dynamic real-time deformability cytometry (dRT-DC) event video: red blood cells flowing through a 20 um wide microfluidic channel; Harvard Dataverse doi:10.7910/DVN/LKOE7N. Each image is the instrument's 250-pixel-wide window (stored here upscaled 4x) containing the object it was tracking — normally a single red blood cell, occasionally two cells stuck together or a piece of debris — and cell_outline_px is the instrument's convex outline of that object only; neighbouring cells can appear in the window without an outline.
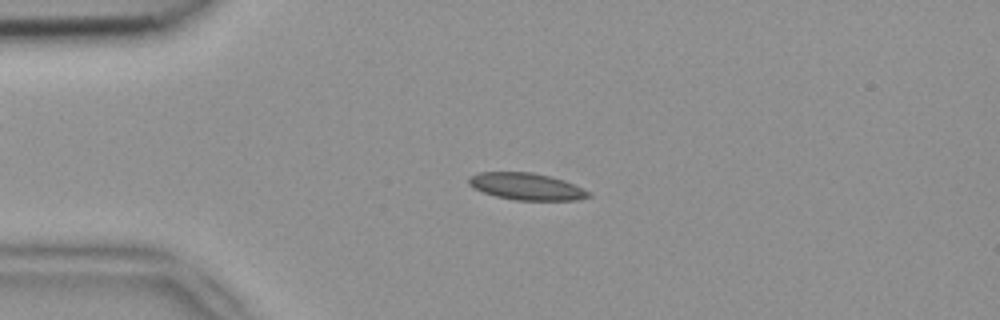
{"species": "common noctule bat (a hibernating species)", "species_latin": "Nyctalus noctula", "temperature_condition": "room temperature", "stored_images_in_passage": 48, "camera_frame_rate_fps": 3000, "um_per_image_px": 0.085, "animal": {"sex": "female", "body_mass_g": 18.4}, "frame": {"image": 1, "passage_image": 9, "time_ms": 2.667, "image_size_px": [1000, 320], "cell_outline_px": [[592, 196], [576, 200], [516, 200], [496, 196], [472, 188], [468, 184], [468, 176], [480, 172], [532, 172], [552, 176], [564, 180], [592, 192]], "centroid_in_image_um": [44.76, 15.84], "position_along_channel_um": 40.2, "area_um2": 18.96}}
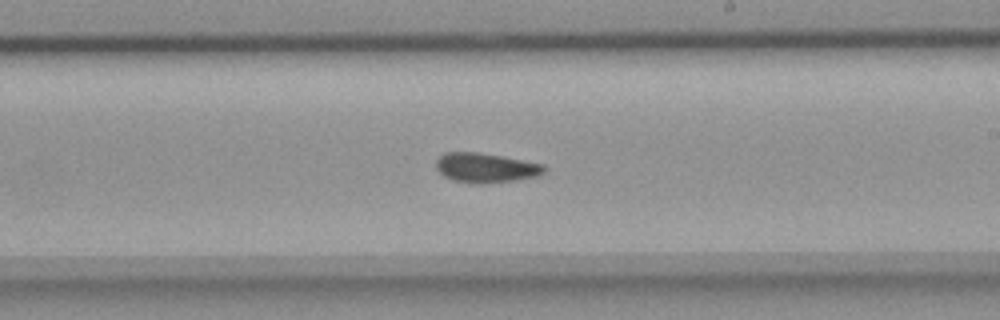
{"frame": {"image": 2, "passage_image": 27, "time_ms": 8.667, "image_size_px": [1000, 320], "cell_outline_px": [[548, 168], [540, 176], [516, 180], [480, 184], [452, 180], [444, 176], [436, 168], [436, 160], [444, 152], [476, 152], [500, 156], [544, 164]], "centroid_in_image_um": [41.31, 14.26], "position_along_channel_um": 247.7, "area_um2": 18.67}}
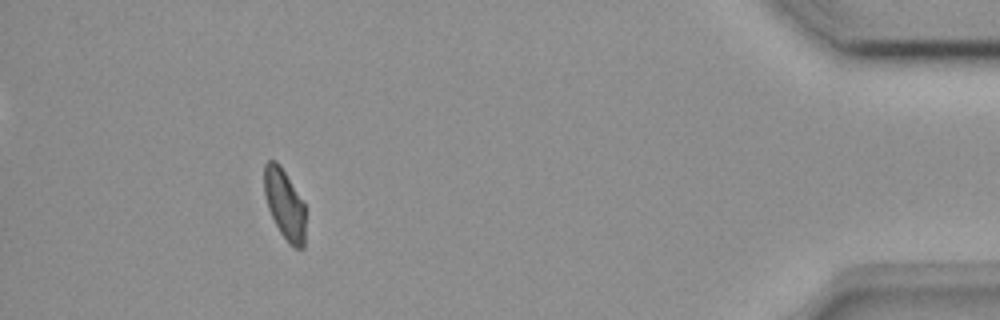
{"frame": {"image": 3, "passage_image": 44, "time_ms": 14.333, "image_size_px": [1000, 320], "cell_outline_px": [[304, 248], [292, 248], [288, 244], [280, 232], [268, 208], [264, 196], [264, 164], [268, 160], [276, 160], [280, 164], [304, 204]], "centroid_in_image_um": [24.16, 17.36], "position_along_channel_um": 411.0, "area_um2": 16.76}, "authors_computed_cell_mechanics": {"area_um2": 18.2648, "velocity_mm_per_s": 3.9166, "shape_relaxation_time_tau1_ms": 9.895, "shape_relaxation_time_tau2_ms": 4.7491, "deformation_change_tau1": 0.1692, "deformation_change_tau2": 0.0879}}